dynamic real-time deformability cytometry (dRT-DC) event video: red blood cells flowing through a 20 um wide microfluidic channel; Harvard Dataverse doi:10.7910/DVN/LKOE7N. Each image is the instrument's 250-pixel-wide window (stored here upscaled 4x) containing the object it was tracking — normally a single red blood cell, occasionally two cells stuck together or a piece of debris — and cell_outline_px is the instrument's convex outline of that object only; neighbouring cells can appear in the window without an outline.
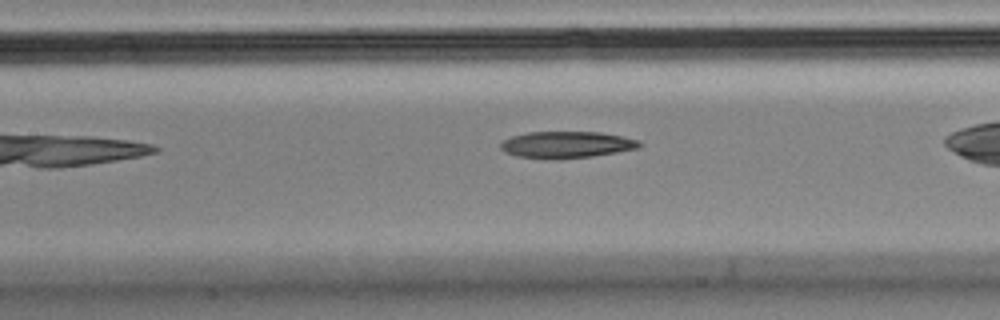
{"species": "Egyptian fruit bat (a non-hibernating species)", "species_latin": "Rousettus aegyptiacus", "temperature_condition": "cold", "stored_images_in_passage": 26, "camera_frame_rate_fps": 3000, "um_per_image_px": 0.085, "animal": {"sex": "male"}, "frame": {"image": 1, "passage_image": 8, "time_ms": 2.333, "image_size_px": [1000, 320], "cell_outline_px": [[644, 144], [640, 148], [592, 156], [560, 160], [548, 160], [516, 156], [504, 152], [500, 148], [500, 144], [504, 140], [512, 136], [528, 132], [600, 132], [640, 140]], "centroid_in_image_um": [48.15, 12.31], "position_along_channel_um": 159.2, "area_um2": 21.91}}
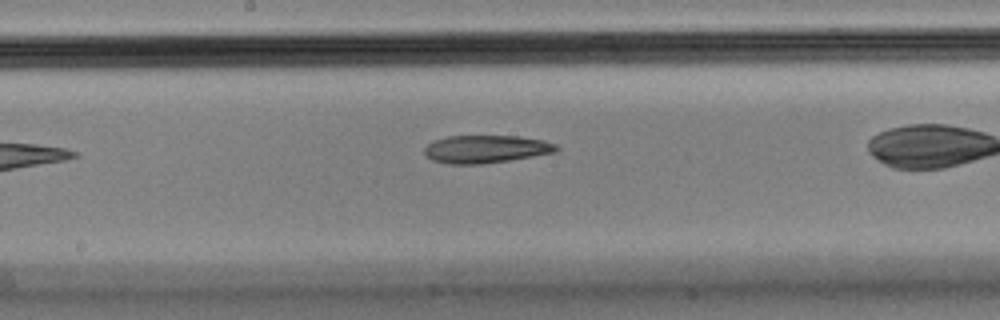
{"frame": {"image": 2, "passage_image": 12, "time_ms": 3.667, "image_size_px": [1000, 320], "cell_outline_px": [[560, 148], [556, 152], [508, 160], [480, 164], [448, 164], [432, 160], [424, 152], [424, 148], [432, 140], [448, 136], [520, 136], [544, 140], [556, 144]], "centroid_in_image_um": [41.3, 12.66], "position_along_channel_um": 206.9, "area_um2": 21.39}}
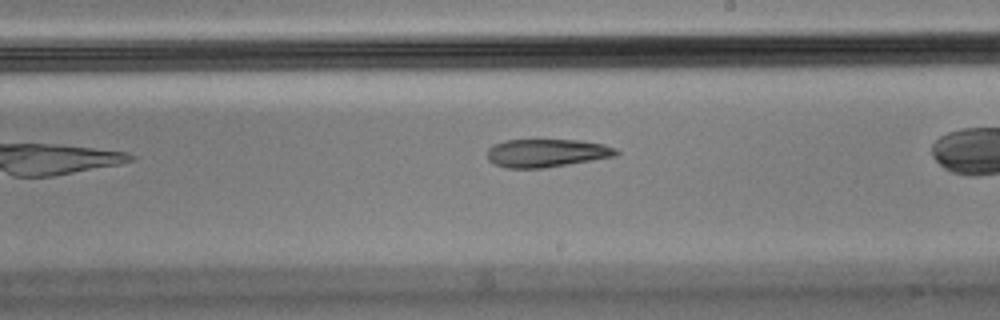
{"frame": {"image": 3, "passage_image": 15, "time_ms": 4.667, "image_size_px": [1000, 320], "cell_outline_px": [[620, 152], [616, 156], [544, 168], [508, 168], [492, 164], [488, 160], [488, 148], [504, 140], [580, 140], [604, 144], [616, 148]], "centroid_in_image_um": [46.47, 13.01], "position_along_channel_um": 242.5, "area_um2": 21.15}}